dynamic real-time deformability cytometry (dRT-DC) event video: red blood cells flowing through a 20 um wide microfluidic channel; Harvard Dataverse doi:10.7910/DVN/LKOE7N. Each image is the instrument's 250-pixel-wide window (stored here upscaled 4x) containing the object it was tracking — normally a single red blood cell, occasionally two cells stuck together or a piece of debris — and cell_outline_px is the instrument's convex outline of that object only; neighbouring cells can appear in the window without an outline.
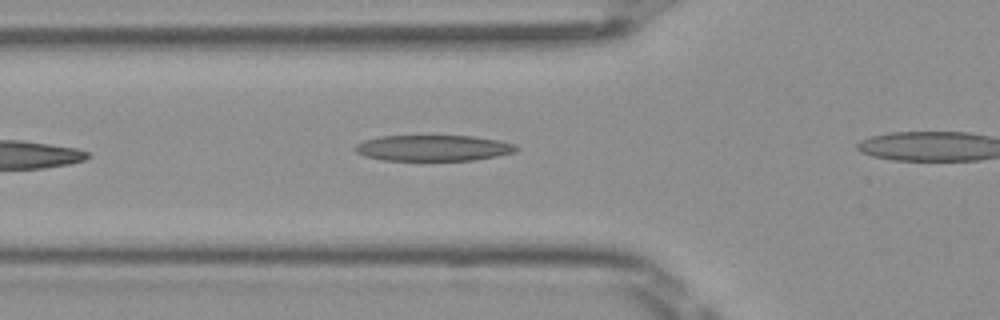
{"species": "Egyptian fruit bat (a non-hibernating species)", "species_latin": "Rousettus aegyptiacus", "temperature_condition": "room temperature", "stored_images_in_passage": 4, "camera_frame_rate_fps": 3000, "um_per_image_px": 0.085, "frame": {"image": 1, "passage_image": 3, "time_ms": 0.667, "image_size_px": [1000, 320], "cell_outline_px": [[520, 148], [516, 152], [496, 156], [472, 160], [380, 160], [364, 156], [356, 152], [352, 148], [356, 144], [364, 140], [380, 136], [472, 136], [500, 140], [516, 144]], "centroid_in_image_um": [36.82, 12.58], "position_along_channel_um": 89.0, "area_um2": 24.51}}